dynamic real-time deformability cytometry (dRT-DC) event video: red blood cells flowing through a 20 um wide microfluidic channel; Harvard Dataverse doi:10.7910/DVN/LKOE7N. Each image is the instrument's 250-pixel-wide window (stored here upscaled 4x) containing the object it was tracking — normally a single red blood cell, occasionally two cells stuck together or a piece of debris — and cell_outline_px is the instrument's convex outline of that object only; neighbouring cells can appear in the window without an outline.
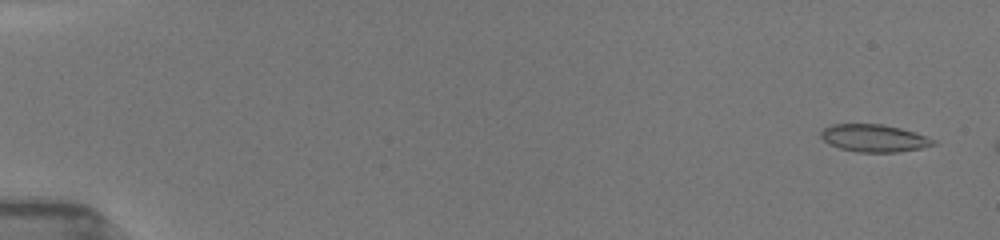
{"species": "common noctule bat (a hibernating species)", "species_latin": "Nyctalus noctula", "temperature_condition": "room temperature", "stored_images_in_passage": 30, "camera_frame_rate_fps": 3000, "um_per_image_px": 0.085, "animal": {"sex": "female", "body_mass_g": 19.5, "forearm_length_mm": 54.1}, "frame": {"image": 1, "passage_image": 2, "time_ms": 0.667, "image_size_px": [1000, 240], "cell_outline_px": [[936, 144], [920, 148], [896, 152], [856, 152], [840, 148], [828, 144], [820, 136], [820, 132], [824, 128], [832, 124], [880, 124], [900, 128], [936, 140]], "centroid_in_image_um": [74.24, 11.74], "position_along_channel_um": 10.8, "area_um2": 17.8}}
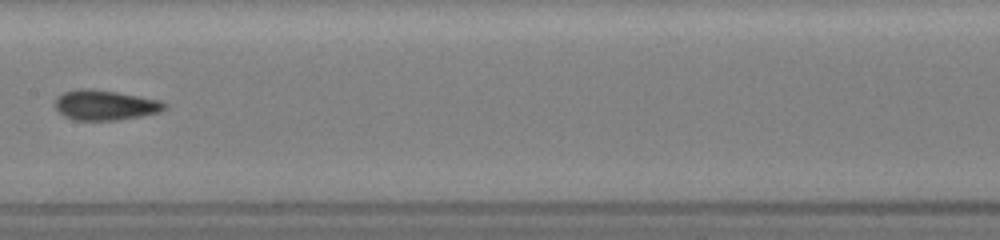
{"frame": {"image": 2, "passage_image": 17, "time_ms": 9.333, "image_size_px": [1000, 240], "cell_outline_px": [[168, 108], [160, 112], [140, 116], [116, 120], [76, 120], [64, 116], [56, 108], [56, 96], [64, 92], [80, 88], [92, 88], [116, 92], [160, 100], [168, 104]], "centroid_in_image_um": [8.96, 8.93], "position_along_channel_um": 198.4, "area_um2": 19.19}}
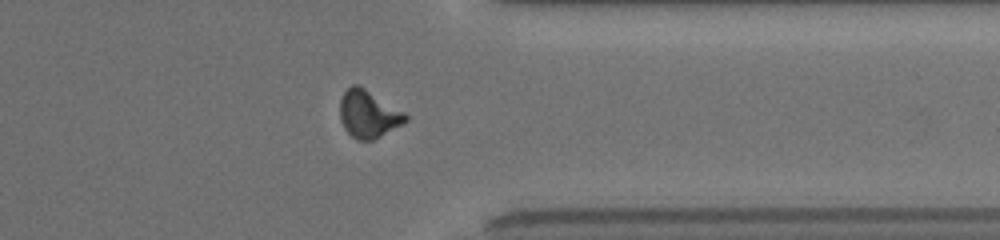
{"frame": {"image": 3, "passage_image": 26, "time_ms": 14.0, "image_size_px": [1000, 240], "cell_outline_px": [[408, 120], [380, 136], [372, 140], [356, 140], [344, 128], [340, 120], [340, 100], [344, 92], [352, 84], [356, 84], [364, 88], [404, 112], [408, 116]], "centroid_in_image_um": [31.28, 9.7], "position_along_channel_um": 380.1, "area_um2": 17.8}}